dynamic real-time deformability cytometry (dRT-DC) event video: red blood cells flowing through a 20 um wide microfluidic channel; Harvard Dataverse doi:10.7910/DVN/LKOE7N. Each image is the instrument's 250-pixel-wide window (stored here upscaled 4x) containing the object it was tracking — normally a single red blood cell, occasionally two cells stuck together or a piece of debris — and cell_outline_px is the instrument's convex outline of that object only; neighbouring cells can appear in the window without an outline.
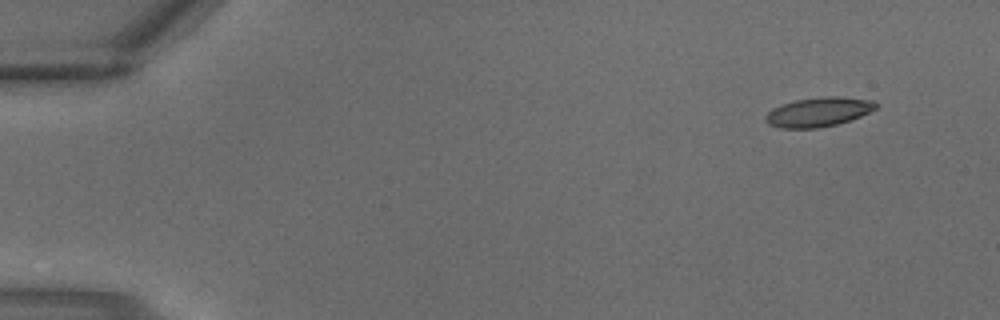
{"species": "common noctule bat (a hibernating species)", "species_latin": "Nyctalus noctula", "temperature_condition": "warm", "stored_images_in_passage": 3, "camera_frame_rate_fps": 3000, "um_per_image_px": 0.085, "animal": {"sex": "male", "body_mass_g": 18.8}, "frame": {"image": 1, "passage_image": 1, "time_ms": 0.0, "image_size_px": [1000, 320], "cell_outline_px": [[880, 104], [876, 108], [852, 120], [836, 124], [816, 128], [780, 128], [768, 124], [764, 120], [764, 116], [772, 108], [796, 100], [824, 96], [836, 96], [872, 100]], "centroid_in_image_um": [69.57, 9.52], "position_along_channel_um": 15.4, "area_um2": 18.84}}